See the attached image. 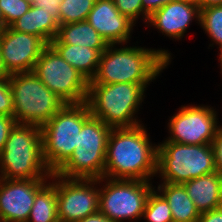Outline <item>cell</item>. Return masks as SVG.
<instances>
[{
	"instance_id": "6da1fadb",
	"label": "cell",
	"mask_w": 222,
	"mask_h": 222,
	"mask_svg": "<svg viewBox=\"0 0 222 222\" xmlns=\"http://www.w3.org/2000/svg\"><path fill=\"white\" fill-rule=\"evenodd\" d=\"M157 146L144 124L112 128L105 158L104 177L151 181L157 174Z\"/></svg>"
},
{
	"instance_id": "7a4b0ae2",
	"label": "cell",
	"mask_w": 222,
	"mask_h": 222,
	"mask_svg": "<svg viewBox=\"0 0 222 222\" xmlns=\"http://www.w3.org/2000/svg\"><path fill=\"white\" fill-rule=\"evenodd\" d=\"M108 44L101 54L98 69L89 84L134 83L145 89L171 63V53L165 49L136 46L114 48Z\"/></svg>"
},
{
	"instance_id": "3957f363",
	"label": "cell",
	"mask_w": 222,
	"mask_h": 222,
	"mask_svg": "<svg viewBox=\"0 0 222 222\" xmlns=\"http://www.w3.org/2000/svg\"><path fill=\"white\" fill-rule=\"evenodd\" d=\"M51 175L43 159L41 127L16 123L0 153V178L51 180Z\"/></svg>"
},
{
	"instance_id": "277c9868",
	"label": "cell",
	"mask_w": 222,
	"mask_h": 222,
	"mask_svg": "<svg viewBox=\"0 0 222 222\" xmlns=\"http://www.w3.org/2000/svg\"><path fill=\"white\" fill-rule=\"evenodd\" d=\"M146 89L140 84H89L86 103L91 116L111 128L134 127L141 121L135 117L144 101Z\"/></svg>"
},
{
	"instance_id": "5b68a950",
	"label": "cell",
	"mask_w": 222,
	"mask_h": 222,
	"mask_svg": "<svg viewBox=\"0 0 222 222\" xmlns=\"http://www.w3.org/2000/svg\"><path fill=\"white\" fill-rule=\"evenodd\" d=\"M90 117L86 102L65 104L41 127L43 159L52 173L71 157L77 147L78 133Z\"/></svg>"
},
{
	"instance_id": "8992f818",
	"label": "cell",
	"mask_w": 222,
	"mask_h": 222,
	"mask_svg": "<svg viewBox=\"0 0 222 222\" xmlns=\"http://www.w3.org/2000/svg\"><path fill=\"white\" fill-rule=\"evenodd\" d=\"M217 171L212 144L164 141L157 146V174L166 183L183 184Z\"/></svg>"
},
{
	"instance_id": "52a82bcc",
	"label": "cell",
	"mask_w": 222,
	"mask_h": 222,
	"mask_svg": "<svg viewBox=\"0 0 222 222\" xmlns=\"http://www.w3.org/2000/svg\"><path fill=\"white\" fill-rule=\"evenodd\" d=\"M111 127L91 116L78 133L77 147L71 157L55 172L69 179L104 177L106 148Z\"/></svg>"
},
{
	"instance_id": "ba28073f",
	"label": "cell",
	"mask_w": 222,
	"mask_h": 222,
	"mask_svg": "<svg viewBox=\"0 0 222 222\" xmlns=\"http://www.w3.org/2000/svg\"><path fill=\"white\" fill-rule=\"evenodd\" d=\"M17 124H46L66 103L33 72L14 73L9 78Z\"/></svg>"
},
{
	"instance_id": "9c48e42d",
	"label": "cell",
	"mask_w": 222,
	"mask_h": 222,
	"mask_svg": "<svg viewBox=\"0 0 222 222\" xmlns=\"http://www.w3.org/2000/svg\"><path fill=\"white\" fill-rule=\"evenodd\" d=\"M99 211L113 222L141 220L149 194L155 188L152 182L101 178Z\"/></svg>"
},
{
	"instance_id": "30bf717a",
	"label": "cell",
	"mask_w": 222,
	"mask_h": 222,
	"mask_svg": "<svg viewBox=\"0 0 222 222\" xmlns=\"http://www.w3.org/2000/svg\"><path fill=\"white\" fill-rule=\"evenodd\" d=\"M32 72L66 104L86 102L89 81L50 44L43 49Z\"/></svg>"
},
{
	"instance_id": "8fae6325",
	"label": "cell",
	"mask_w": 222,
	"mask_h": 222,
	"mask_svg": "<svg viewBox=\"0 0 222 222\" xmlns=\"http://www.w3.org/2000/svg\"><path fill=\"white\" fill-rule=\"evenodd\" d=\"M170 118V136L165 141L186 145L212 144L221 126L214 108L204 105L182 106Z\"/></svg>"
},
{
	"instance_id": "7c38bea8",
	"label": "cell",
	"mask_w": 222,
	"mask_h": 222,
	"mask_svg": "<svg viewBox=\"0 0 222 222\" xmlns=\"http://www.w3.org/2000/svg\"><path fill=\"white\" fill-rule=\"evenodd\" d=\"M100 182L101 179H69L56 174L58 220L78 222L99 211Z\"/></svg>"
},
{
	"instance_id": "4fadbf2b",
	"label": "cell",
	"mask_w": 222,
	"mask_h": 222,
	"mask_svg": "<svg viewBox=\"0 0 222 222\" xmlns=\"http://www.w3.org/2000/svg\"><path fill=\"white\" fill-rule=\"evenodd\" d=\"M47 44L38 36L13 30H0V56L8 73L32 72Z\"/></svg>"
},
{
	"instance_id": "5bb4252c",
	"label": "cell",
	"mask_w": 222,
	"mask_h": 222,
	"mask_svg": "<svg viewBox=\"0 0 222 222\" xmlns=\"http://www.w3.org/2000/svg\"><path fill=\"white\" fill-rule=\"evenodd\" d=\"M48 179H1L0 222H27L36 193Z\"/></svg>"
},
{
	"instance_id": "9a60e30c",
	"label": "cell",
	"mask_w": 222,
	"mask_h": 222,
	"mask_svg": "<svg viewBox=\"0 0 222 222\" xmlns=\"http://www.w3.org/2000/svg\"><path fill=\"white\" fill-rule=\"evenodd\" d=\"M200 24V7L193 0H171L149 12L146 24L176 40L184 37L192 20Z\"/></svg>"
},
{
	"instance_id": "2e32d148",
	"label": "cell",
	"mask_w": 222,
	"mask_h": 222,
	"mask_svg": "<svg viewBox=\"0 0 222 222\" xmlns=\"http://www.w3.org/2000/svg\"><path fill=\"white\" fill-rule=\"evenodd\" d=\"M86 21L107 44H121L122 46L128 43L135 25L119 12L113 0H96Z\"/></svg>"
},
{
	"instance_id": "e0dca14e",
	"label": "cell",
	"mask_w": 222,
	"mask_h": 222,
	"mask_svg": "<svg viewBox=\"0 0 222 222\" xmlns=\"http://www.w3.org/2000/svg\"><path fill=\"white\" fill-rule=\"evenodd\" d=\"M183 185L199 213L222 206V175L218 171L194 178Z\"/></svg>"
},
{
	"instance_id": "ac0fdd59",
	"label": "cell",
	"mask_w": 222,
	"mask_h": 222,
	"mask_svg": "<svg viewBox=\"0 0 222 222\" xmlns=\"http://www.w3.org/2000/svg\"><path fill=\"white\" fill-rule=\"evenodd\" d=\"M10 27L18 32L36 35L49 45L56 38L59 23L52 14L43 8L31 5L30 9Z\"/></svg>"
},
{
	"instance_id": "d6986e66",
	"label": "cell",
	"mask_w": 222,
	"mask_h": 222,
	"mask_svg": "<svg viewBox=\"0 0 222 222\" xmlns=\"http://www.w3.org/2000/svg\"><path fill=\"white\" fill-rule=\"evenodd\" d=\"M157 191L168 202L173 222H198L200 213L183 184L162 182L158 185Z\"/></svg>"
},
{
	"instance_id": "ffe728a7",
	"label": "cell",
	"mask_w": 222,
	"mask_h": 222,
	"mask_svg": "<svg viewBox=\"0 0 222 222\" xmlns=\"http://www.w3.org/2000/svg\"><path fill=\"white\" fill-rule=\"evenodd\" d=\"M50 44L86 46L91 49H106L108 44L85 20L59 25L56 38Z\"/></svg>"
},
{
	"instance_id": "44dd1931",
	"label": "cell",
	"mask_w": 222,
	"mask_h": 222,
	"mask_svg": "<svg viewBox=\"0 0 222 222\" xmlns=\"http://www.w3.org/2000/svg\"><path fill=\"white\" fill-rule=\"evenodd\" d=\"M60 56L77 69L89 82L94 78L101 54L106 49H91L86 46L50 44Z\"/></svg>"
},
{
	"instance_id": "7402d4cb",
	"label": "cell",
	"mask_w": 222,
	"mask_h": 222,
	"mask_svg": "<svg viewBox=\"0 0 222 222\" xmlns=\"http://www.w3.org/2000/svg\"><path fill=\"white\" fill-rule=\"evenodd\" d=\"M53 181L46 183L35 196L34 204L27 222H57L56 174L50 177Z\"/></svg>"
},
{
	"instance_id": "603a6c76",
	"label": "cell",
	"mask_w": 222,
	"mask_h": 222,
	"mask_svg": "<svg viewBox=\"0 0 222 222\" xmlns=\"http://www.w3.org/2000/svg\"><path fill=\"white\" fill-rule=\"evenodd\" d=\"M96 0H61L59 25L85 21Z\"/></svg>"
},
{
	"instance_id": "cb8c5ba5",
	"label": "cell",
	"mask_w": 222,
	"mask_h": 222,
	"mask_svg": "<svg viewBox=\"0 0 222 222\" xmlns=\"http://www.w3.org/2000/svg\"><path fill=\"white\" fill-rule=\"evenodd\" d=\"M200 26L222 48V5H213L200 9Z\"/></svg>"
},
{
	"instance_id": "d4e9b609",
	"label": "cell",
	"mask_w": 222,
	"mask_h": 222,
	"mask_svg": "<svg viewBox=\"0 0 222 222\" xmlns=\"http://www.w3.org/2000/svg\"><path fill=\"white\" fill-rule=\"evenodd\" d=\"M143 217L148 222H173L168 202L155 188L148 196Z\"/></svg>"
},
{
	"instance_id": "484cf974",
	"label": "cell",
	"mask_w": 222,
	"mask_h": 222,
	"mask_svg": "<svg viewBox=\"0 0 222 222\" xmlns=\"http://www.w3.org/2000/svg\"><path fill=\"white\" fill-rule=\"evenodd\" d=\"M30 7V0H0V10L4 18L5 26L9 27L25 14Z\"/></svg>"
},
{
	"instance_id": "4316f807",
	"label": "cell",
	"mask_w": 222,
	"mask_h": 222,
	"mask_svg": "<svg viewBox=\"0 0 222 222\" xmlns=\"http://www.w3.org/2000/svg\"><path fill=\"white\" fill-rule=\"evenodd\" d=\"M113 1L119 12L122 15L129 18L135 24L138 21L140 15L142 16L143 21L147 23L150 11L144 5L143 0H113Z\"/></svg>"
},
{
	"instance_id": "83f0119b",
	"label": "cell",
	"mask_w": 222,
	"mask_h": 222,
	"mask_svg": "<svg viewBox=\"0 0 222 222\" xmlns=\"http://www.w3.org/2000/svg\"><path fill=\"white\" fill-rule=\"evenodd\" d=\"M14 104L9 79L0 80V115L13 117Z\"/></svg>"
},
{
	"instance_id": "f1b7e54d",
	"label": "cell",
	"mask_w": 222,
	"mask_h": 222,
	"mask_svg": "<svg viewBox=\"0 0 222 222\" xmlns=\"http://www.w3.org/2000/svg\"><path fill=\"white\" fill-rule=\"evenodd\" d=\"M15 125L14 117L0 115V153L4 149L9 133Z\"/></svg>"
},
{
	"instance_id": "f546056e",
	"label": "cell",
	"mask_w": 222,
	"mask_h": 222,
	"mask_svg": "<svg viewBox=\"0 0 222 222\" xmlns=\"http://www.w3.org/2000/svg\"><path fill=\"white\" fill-rule=\"evenodd\" d=\"M61 0H31V5L36 8H43L52 14L59 23V9Z\"/></svg>"
},
{
	"instance_id": "4dcf8cb0",
	"label": "cell",
	"mask_w": 222,
	"mask_h": 222,
	"mask_svg": "<svg viewBox=\"0 0 222 222\" xmlns=\"http://www.w3.org/2000/svg\"><path fill=\"white\" fill-rule=\"evenodd\" d=\"M212 146L215 152L217 171L222 175V126L218 129Z\"/></svg>"
},
{
	"instance_id": "1f68e13d",
	"label": "cell",
	"mask_w": 222,
	"mask_h": 222,
	"mask_svg": "<svg viewBox=\"0 0 222 222\" xmlns=\"http://www.w3.org/2000/svg\"><path fill=\"white\" fill-rule=\"evenodd\" d=\"M198 222H222V206L200 213Z\"/></svg>"
},
{
	"instance_id": "d6a6232c",
	"label": "cell",
	"mask_w": 222,
	"mask_h": 222,
	"mask_svg": "<svg viewBox=\"0 0 222 222\" xmlns=\"http://www.w3.org/2000/svg\"><path fill=\"white\" fill-rule=\"evenodd\" d=\"M78 222H113L108 217H106L104 214H102L100 211H97L94 214H91L84 219H81Z\"/></svg>"
},
{
	"instance_id": "836d02e7",
	"label": "cell",
	"mask_w": 222,
	"mask_h": 222,
	"mask_svg": "<svg viewBox=\"0 0 222 222\" xmlns=\"http://www.w3.org/2000/svg\"><path fill=\"white\" fill-rule=\"evenodd\" d=\"M168 1H171V0H143V3L146 6V8L149 11H151L159 7L160 5L166 4Z\"/></svg>"
},
{
	"instance_id": "e575fe53",
	"label": "cell",
	"mask_w": 222,
	"mask_h": 222,
	"mask_svg": "<svg viewBox=\"0 0 222 222\" xmlns=\"http://www.w3.org/2000/svg\"><path fill=\"white\" fill-rule=\"evenodd\" d=\"M197 3L201 9L213 5H222V0H198Z\"/></svg>"
},
{
	"instance_id": "d590c367",
	"label": "cell",
	"mask_w": 222,
	"mask_h": 222,
	"mask_svg": "<svg viewBox=\"0 0 222 222\" xmlns=\"http://www.w3.org/2000/svg\"><path fill=\"white\" fill-rule=\"evenodd\" d=\"M9 78H10V74L5 69L2 58L0 56V80H5V79H9Z\"/></svg>"
},
{
	"instance_id": "8d00e7d4",
	"label": "cell",
	"mask_w": 222,
	"mask_h": 222,
	"mask_svg": "<svg viewBox=\"0 0 222 222\" xmlns=\"http://www.w3.org/2000/svg\"><path fill=\"white\" fill-rule=\"evenodd\" d=\"M5 24H4V18H3V15L1 13V10H0V30H3L5 28Z\"/></svg>"
},
{
	"instance_id": "74e56055",
	"label": "cell",
	"mask_w": 222,
	"mask_h": 222,
	"mask_svg": "<svg viewBox=\"0 0 222 222\" xmlns=\"http://www.w3.org/2000/svg\"><path fill=\"white\" fill-rule=\"evenodd\" d=\"M219 51H220V53H219V55H220V57H219V59H220V67H221V72H222V48L219 49Z\"/></svg>"
}]
</instances>
